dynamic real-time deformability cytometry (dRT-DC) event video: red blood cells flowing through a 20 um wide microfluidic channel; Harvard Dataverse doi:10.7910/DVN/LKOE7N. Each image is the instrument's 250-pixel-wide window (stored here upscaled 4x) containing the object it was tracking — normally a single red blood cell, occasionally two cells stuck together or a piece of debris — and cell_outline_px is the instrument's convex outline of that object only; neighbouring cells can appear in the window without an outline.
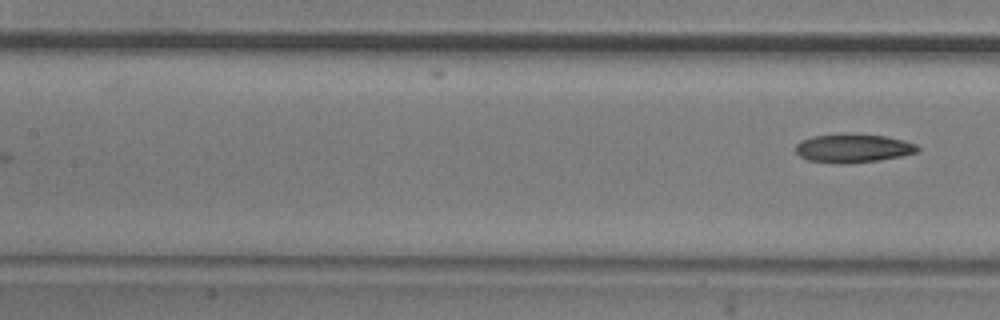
{"species": "common noctule bat (a hibernating species)", "species_latin": "Nyctalus noctula", "temperature_condition": "room temperature", "stored_images_in_passage": 6, "camera_frame_rate_fps": 3000, "um_per_image_px": 0.085, "animal": {"sex": "male", "body_mass_g": 20.5, "forearm_length_mm": 52.5}, "frame": {"image": 1, "passage_image": 6, "time_ms": 1.667, "image_size_px": [1000, 320], "cell_outline_px": [[920, 148], [916, 152], [900, 156], [880, 160], [844, 164], [808, 160], [800, 156], [796, 152], [796, 144], [800, 140], [812, 136], [840, 132], [844, 132], [884, 136], [904, 140], [916, 144]], "centroid_in_image_um": [72.48, 12.57], "position_along_channel_um": 134.9, "area_um2": 20.63}}